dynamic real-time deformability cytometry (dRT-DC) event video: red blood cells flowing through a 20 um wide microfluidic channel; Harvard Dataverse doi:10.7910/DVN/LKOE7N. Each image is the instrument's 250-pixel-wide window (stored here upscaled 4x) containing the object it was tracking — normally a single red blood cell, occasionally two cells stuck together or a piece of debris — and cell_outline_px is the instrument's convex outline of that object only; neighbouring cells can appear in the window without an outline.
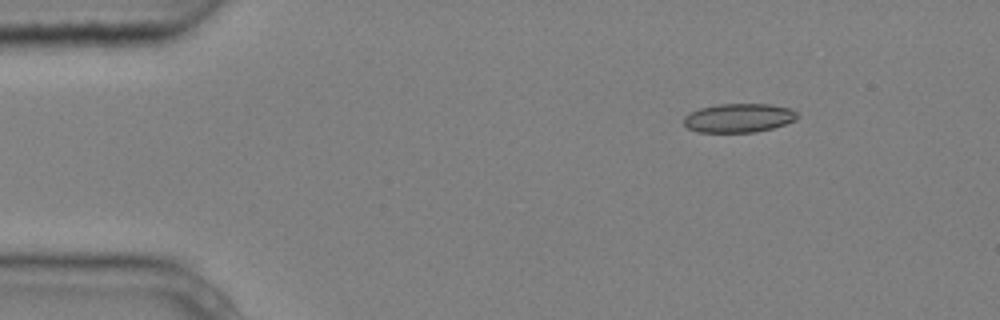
{"species": "common noctule bat (a hibernating species)", "species_latin": "Nyctalus noctula", "temperature_condition": "cold", "stored_images_in_passage": 5, "camera_frame_rate_fps": 3000, "um_per_image_px": 0.085, "animal": {"sex": "male", "body_mass_g": 20.4}, "frame": {"image": 1, "passage_image": 3, "time_ms": 0.667, "image_size_px": [1000, 320], "cell_outline_px": [[800, 116], [796, 120], [772, 128], [756, 132], [696, 132], [688, 128], [684, 124], [684, 116], [700, 108], [720, 104], [768, 104], [792, 108]], "centroid_in_image_um": [62.82, 10.03], "position_along_channel_um": 22.2, "area_um2": 19.13}}